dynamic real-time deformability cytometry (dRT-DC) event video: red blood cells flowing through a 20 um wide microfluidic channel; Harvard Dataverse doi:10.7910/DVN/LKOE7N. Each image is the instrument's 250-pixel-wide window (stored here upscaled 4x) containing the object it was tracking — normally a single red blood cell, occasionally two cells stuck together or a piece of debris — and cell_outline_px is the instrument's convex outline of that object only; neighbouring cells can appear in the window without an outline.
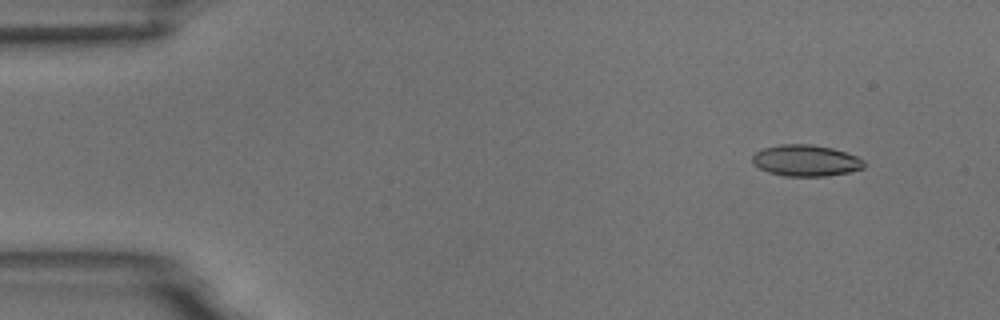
{"species": "common noctule bat (a hibernating species)", "species_latin": "Nyctalus noctula", "temperature_condition": "room temperature", "stored_images_in_passage": 5, "camera_frame_rate_fps": 3000, "um_per_image_px": 0.085, "animal": {"sex": "male", "body_mass_g": 18.8}, "frame": {"image": 1, "passage_image": 2, "time_ms": 1.0, "image_size_px": [1000, 320], "cell_outline_px": [[864, 168], [848, 172], [828, 176], [784, 176], [768, 172], [752, 164], [752, 156], [756, 152], [764, 148], [780, 144], [812, 144], [832, 148], [856, 156], [864, 160]], "centroid_in_image_um": [68.48, 13.65], "position_along_channel_um": 16.5, "area_um2": 20.4}}